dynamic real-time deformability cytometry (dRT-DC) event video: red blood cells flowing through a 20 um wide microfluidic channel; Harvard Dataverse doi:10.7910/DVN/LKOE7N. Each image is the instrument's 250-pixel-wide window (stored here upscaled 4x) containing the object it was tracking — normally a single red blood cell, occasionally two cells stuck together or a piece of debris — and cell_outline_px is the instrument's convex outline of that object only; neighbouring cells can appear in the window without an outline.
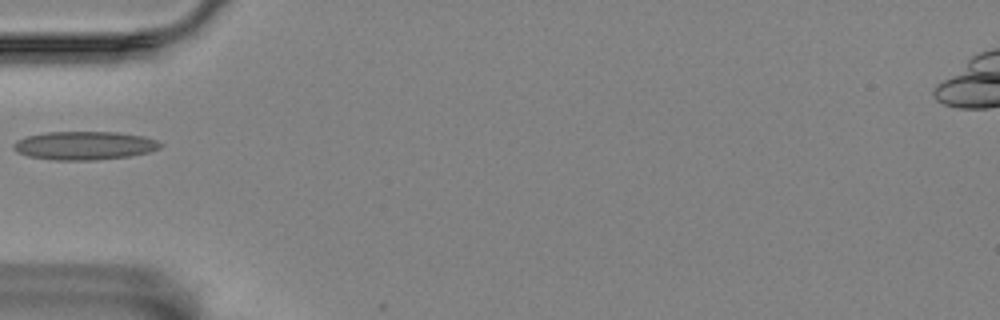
{"species": "Egyptian fruit bat (a non-hibernating species)", "species_latin": "Rousettus aegyptiacus", "temperature_condition": "room temperature", "stored_images_in_passage": 40, "camera_frame_rate_fps": 3000, "um_per_image_px": 0.085, "animal": {"sex": "female"}, "frame": {"image": 1, "passage_image": 1, "time_ms": 0.0, "image_size_px": [1000, 320], "cell_outline_px": [[164, 144], [160, 148], [148, 152], [128, 156], [92, 160], [56, 160], [28, 156], [16, 152], [12, 148], [12, 144], [16, 140], [24, 136], [44, 132], [120, 132], [144, 136], [156, 140]], "centroid_in_image_um": [7.14, 12.36], "position_along_channel_um": 77.9, "area_um2": 24.51}}
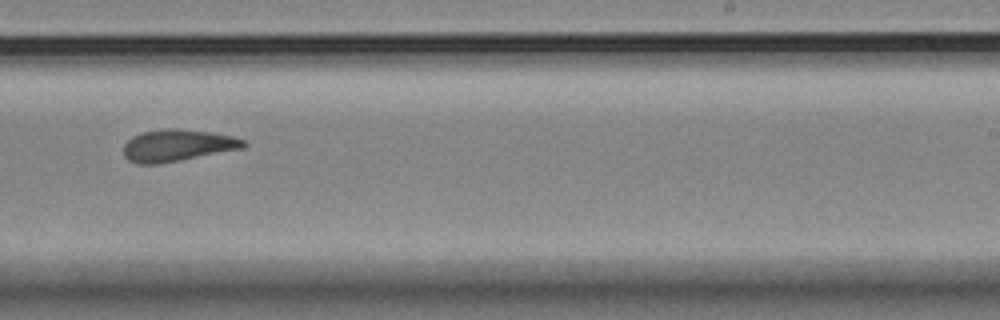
{"frame": {"image": 2, "passage_image": 18, "time_ms": 5.667, "image_size_px": [1000, 320], "cell_outline_px": [[248, 144], [244, 148], [180, 160], [156, 164], [140, 164], [128, 160], [124, 156], [124, 144], [132, 136], [140, 132], [168, 128], [176, 128], [212, 132], [232, 136], [244, 140]], "centroid_in_image_um": [15.08, 12.35], "position_along_channel_um": 273.9, "area_um2": 22.31}}
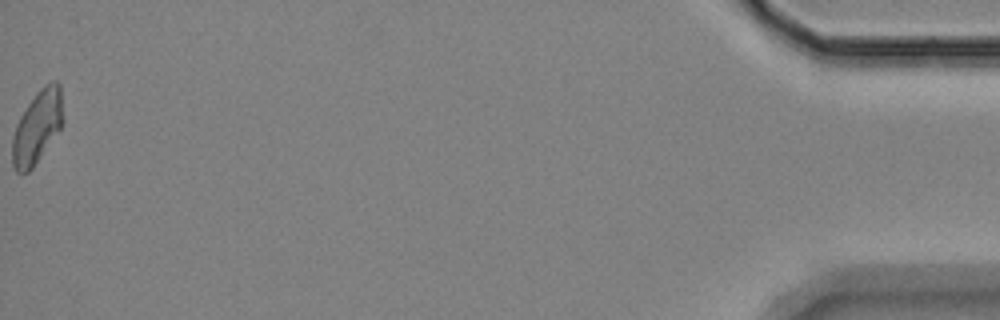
{"frame": {"image": 3, "passage_image": 40, "time_ms": 13.0, "image_size_px": [1000, 320], "cell_outline_px": [[64, 120], [60, 128], [32, 168], [28, 172], [16, 172], [12, 164], [12, 140], [16, 124], [20, 116], [36, 92], [44, 84], [52, 80], [56, 80], [60, 84]], "centroid_in_image_um": [3.17, 10.75], "position_along_channel_um": 432.0, "area_um2": 21.44}}